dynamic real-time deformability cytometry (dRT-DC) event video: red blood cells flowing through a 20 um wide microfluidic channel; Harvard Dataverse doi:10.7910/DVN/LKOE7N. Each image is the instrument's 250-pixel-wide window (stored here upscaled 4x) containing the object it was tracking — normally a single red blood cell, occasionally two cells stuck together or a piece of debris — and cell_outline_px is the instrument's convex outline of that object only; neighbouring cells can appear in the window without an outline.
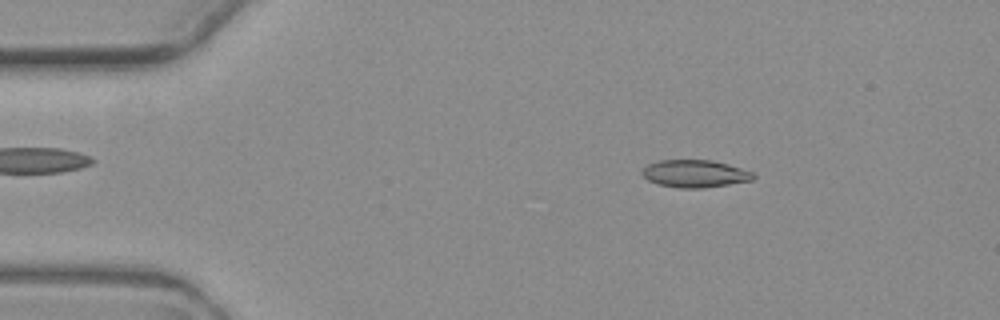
{"species": "common noctule bat (a hibernating species)", "species_latin": "Nyctalus noctula", "temperature_condition": "warm", "stored_images_in_passage": 3, "camera_frame_rate_fps": 3000, "um_per_image_px": 0.085, "animal": {"sex": "female", "body_mass_g": 19.3, "forearm_length_mm": 54.1}, "frame": {"image": 1, "passage_image": 1, "time_ms": 0.0, "image_size_px": [1000, 320], "cell_outline_px": [[756, 176], [752, 180], [704, 188], [680, 188], [660, 184], [648, 180], [640, 172], [648, 164], [660, 160], [712, 160], [728, 164], [752, 172]], "centroid_in_image_um": [59.06, 14.76], "position_along_channel_um": 25.9, "area_um2": 17.63}}